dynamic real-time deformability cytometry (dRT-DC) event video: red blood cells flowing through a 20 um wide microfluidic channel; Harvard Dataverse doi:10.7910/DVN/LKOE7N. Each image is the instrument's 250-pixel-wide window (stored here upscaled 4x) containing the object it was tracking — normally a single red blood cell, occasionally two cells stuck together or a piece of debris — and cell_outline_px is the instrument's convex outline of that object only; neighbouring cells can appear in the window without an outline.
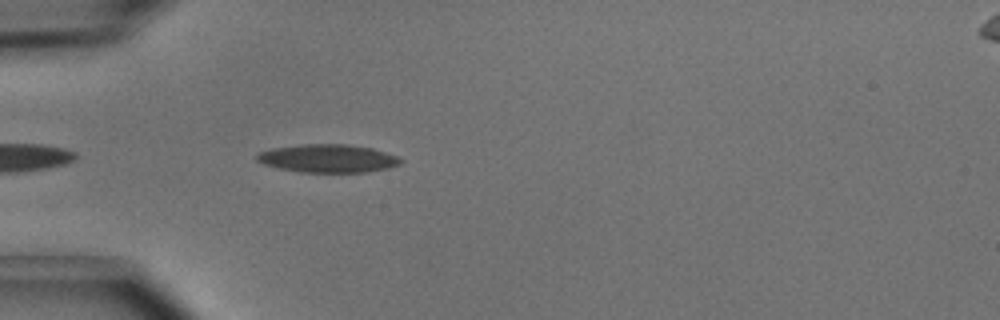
{"species": "common noctule bat (a hibernating species)", "species_latin": "Nyctalus noctula", "temperature_condition": "cold", "stored_images_in_passage": 7, "camera_frame_rate_fps": 3000, "um_per_image_px": 0.085, "animal": {"sex": "male", "body_mass_g": 15.6}, "frame": {"image": 1, "passage_image": 3, "time_ms": 0.667, "image_size_px": [1000, 320], "cell_outline_px": [[404, 160], [400, 164], [388, 168], [368, 172], [300, 172], [276, 168], [264, 164], [256, 160], [256, 156], [260, 152], [272, 148], [300, 144], [344, 144], [372, 148], [396, 156]], "centroid_in_image_um": [27.85, 13.47], "position_along_channel_um": 57.1, "area_um2": 23.58}}